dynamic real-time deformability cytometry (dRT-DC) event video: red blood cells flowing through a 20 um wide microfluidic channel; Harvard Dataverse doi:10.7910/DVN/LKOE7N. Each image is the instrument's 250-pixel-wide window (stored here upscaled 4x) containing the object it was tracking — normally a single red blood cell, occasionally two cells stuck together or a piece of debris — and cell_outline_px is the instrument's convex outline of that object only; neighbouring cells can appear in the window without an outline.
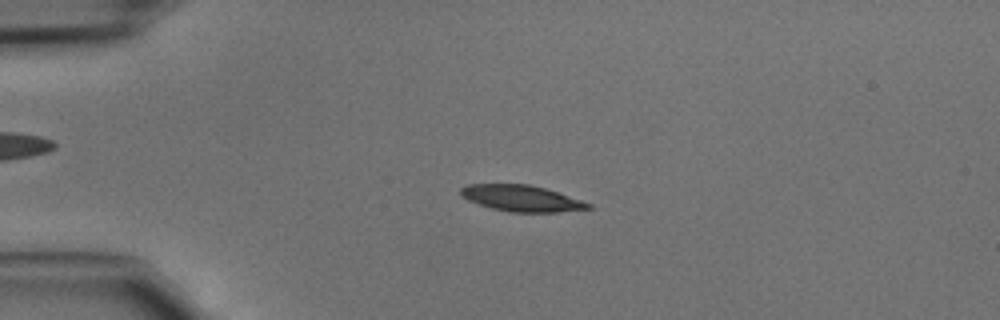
{"species": "common noctule bat (a hibernating species)", "species_latin": "Nyctalus noctula", "temperature_condition": "cold", "stored_images_in_passage": 46, "camera_frame_rate_fps": 3000, "um_per_image_px": 0.085, "animal": {"sex": "male", "body_mass_g": 15.6}, "frame": {"image": 1, "passage_image": 11, "time_ms": 3.333, "image_size_px": [1000, 320], "cell_outline_px": [[592, 208], [556, 212], [512, 212], [492, 208], [468, 200], [460, 196], [460, 188], [468, 184], [528, 184], [544, 188], [592, 204]], "centroid_in_image_um": [44.29, 16.85], "position_along_channel_um": 40.7, "area_um2": 19.19}}
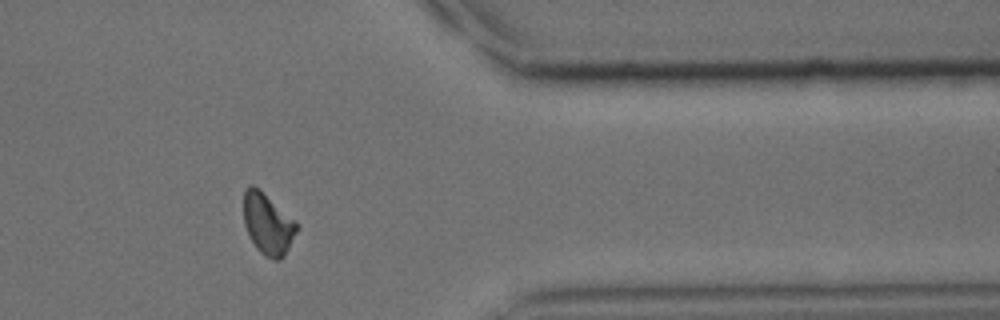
{"frame": {"image": 2, "passage_image": 38, "time_ms": 12.333, "image_size_px": [1000, 320], "cell_outline_px": [[300, 228], [284, 256], [280, 260], [272, 260], [264, 256], [256, 248], [244, 224], [244, 188], [248, 184], [252, 184], [260, 188], [300, 224]], "centroid_in_image_um": [22.79, 19.01], "position_along_channel_um": 388.6, "area_um2": 19.42}}
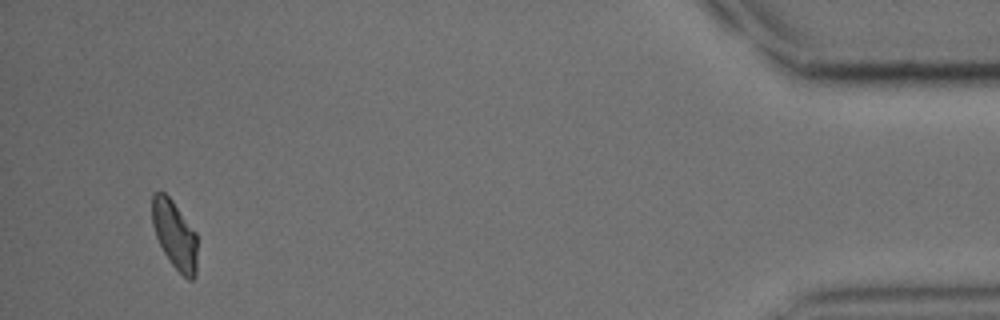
{"frame": {"image": 3, "passage_image": 44, "time_ms": 14.333, "image_size_px": [1000, 320], "cell_outline_px": [[196, 276], [192, 280], [188, 280], [168, 260], [156, 236], [152, 224], [152, 192], [160, 188], [172, 200], [196, 232]], "centroid_in_image_um": [14.83, 19.91], "position_along_channel_um": 420.4, "area_um2": 18.03}}